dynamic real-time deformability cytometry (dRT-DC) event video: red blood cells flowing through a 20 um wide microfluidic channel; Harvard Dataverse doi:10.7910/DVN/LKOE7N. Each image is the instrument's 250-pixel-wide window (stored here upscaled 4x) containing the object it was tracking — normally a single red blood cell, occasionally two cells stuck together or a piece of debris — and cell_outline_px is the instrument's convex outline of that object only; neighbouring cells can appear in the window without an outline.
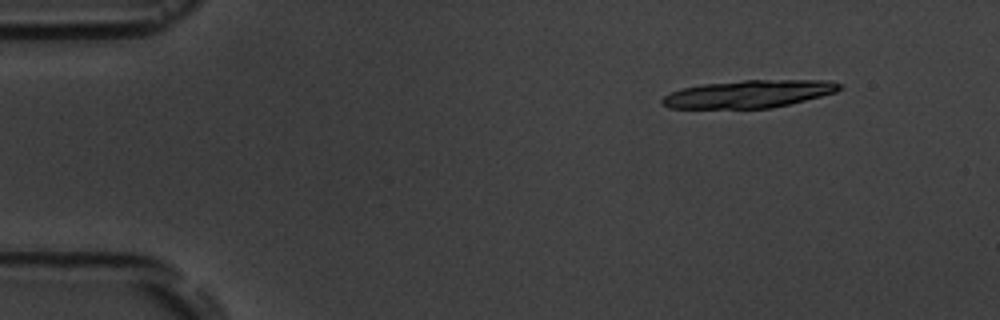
{"species": "common noctule bat (a hibernating species)", "species_latin": "Nyctalus noctula", "temperature_condition": "room temperature", "stored_images_in_passage": 5, "camera_frame_rate_fps": 3000, "um_per_image_px": 0.085, "animal": {"sex": "male", "body_mass_g": 19.5, "forearm_length_mm": 54.6}, "frame": {"image": 1, "passage_image": 1, "time_ms": 0.0, "image_size_px": [1000, 320], "cell_outline_px": [[844, 88], [836, 92], [772, 108], [668, 108], [660, 104], [660, 100], [664, 96], [672, 92], [684, 88], [704, 84], [744, 80], [832, 80], [840, 84]], "centroid_in_image_um": [63.66, 7.98], "position_along_channel_um": 21.3, "area_um2": 28.44}}